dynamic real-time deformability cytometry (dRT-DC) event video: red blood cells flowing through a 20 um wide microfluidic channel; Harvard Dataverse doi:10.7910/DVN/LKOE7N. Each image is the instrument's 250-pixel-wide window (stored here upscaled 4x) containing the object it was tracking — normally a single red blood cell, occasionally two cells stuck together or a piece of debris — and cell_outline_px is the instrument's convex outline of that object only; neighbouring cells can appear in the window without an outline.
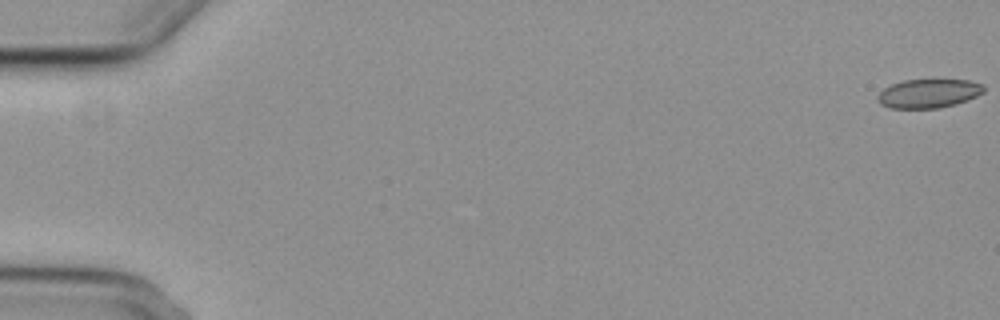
{"species": "common noctule bat (a hibernating species)", "species_latin": "Nyctalus noctula", "temperature_condition": "cold", "stored_images_in_passage": 8, "camera_frame_rate_fps": 3000, "um_per_image_px": 0.085, "animal": {"sex": "female", "body_mass_g": 29.2, "forearm_length_mm": 56.3}, "frame": {"image": 1, "passage_image": 1, "time_ms": 0.0, "image_size_px": [1000, 320], "cell_outline_px": [[984, 92], [968, 100], [956, 104], [940, 108], [888, 108], [880, 104], [876, 100], [876, 96], [884, 88], [892, 84], [904, 80], [968, 80], [984, 84]], "centroid_in_image_um": [78.92, 7.95], "position_along_channel_um": 6.1, "area_um2": 17.98}}
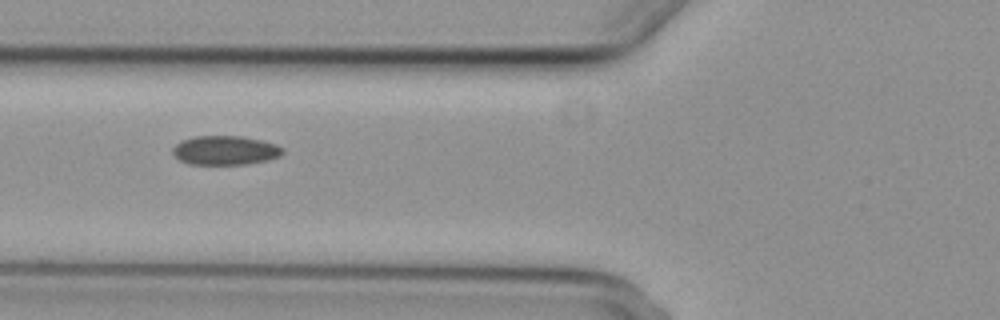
{"frame": {"image": 2, "passage_image": 7, "time_ms": 7.333, "image_size_px": [1000, 320], "cell_outline_px": [[284, 152], [280, 156], [268, 160], [244, 164], [188, 164], [180, 160], [172, 152], [172, 148], [180, 140], [196, 136], [240, 136], [260, 140], [276, 144], [284, 148]], "centroid_in_image_um": [19.14, 12.77], "position_along_channel_um": 106.7, "area_um2": 18.67}}
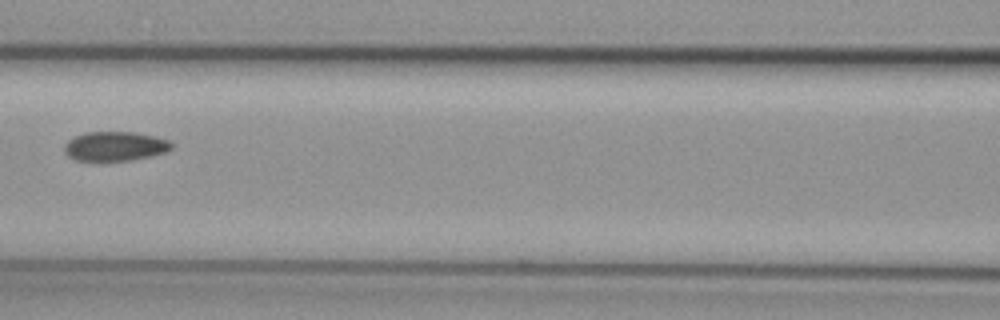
{"frame": {"image": 3, "passage_image": 8, "time_ms": 8.667, "image_size_px": [1000, 320], "cell_outline_px": [[172, 148], [164, 152], [152, 156], [132, 160], [76, 160], [68, 156], [64, 152], [64, 144], [72, 136], [84, 132], [136, 132], [156, 136], [168, 140], [172, 144]], "centroid_in_image_um": [9.75, 12.41], "position_along_channel_um": 156.8, "area_um2": 18.44}}